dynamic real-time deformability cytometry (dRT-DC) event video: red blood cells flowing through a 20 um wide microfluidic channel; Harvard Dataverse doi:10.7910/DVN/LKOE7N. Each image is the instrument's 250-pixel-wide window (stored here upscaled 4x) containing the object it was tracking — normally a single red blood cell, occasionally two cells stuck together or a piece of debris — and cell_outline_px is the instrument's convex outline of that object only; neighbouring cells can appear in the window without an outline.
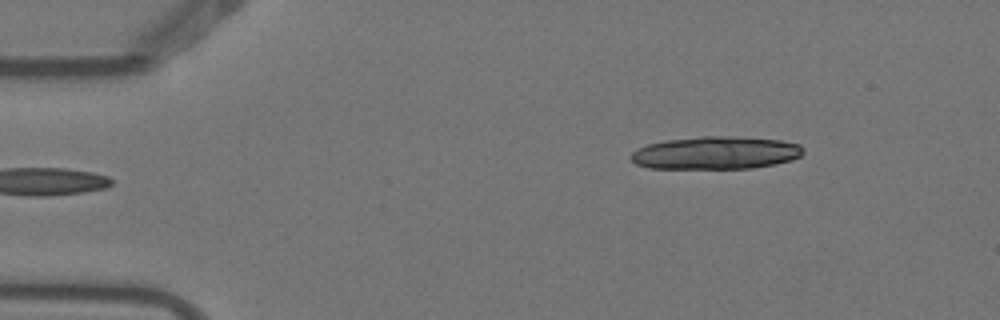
{"species": "Egyptian fruit bat (a non-hibernating species)", "species_latin": "Rousettus aegyptiacus", "temperature_condition": "warm", "stored_images_in_passage": 2, "camera_frame_rate_fps": 3000, "um_per_image_px": 0.085, "animal": {"sex": "female"}, "frame": {"image": 1, "passage_image": 2, "time_ms": 0.333, "image_size_px": [1000, 320], "cell_outline_px": [[804, 152], [800, 156], [792, 160], [776, 164], [752, 168], [648, 168], [636, 164], [632, 160], [632, 152], [636, 148], [648, 144], [664, 140], [700, 136], [728, 136], [780, 140], [800, 144], [804, 148]], "centroid_in_image_um": [60.85, 12.99], "position_along_channel_um": 24.2, "area_um2": 33.0}}